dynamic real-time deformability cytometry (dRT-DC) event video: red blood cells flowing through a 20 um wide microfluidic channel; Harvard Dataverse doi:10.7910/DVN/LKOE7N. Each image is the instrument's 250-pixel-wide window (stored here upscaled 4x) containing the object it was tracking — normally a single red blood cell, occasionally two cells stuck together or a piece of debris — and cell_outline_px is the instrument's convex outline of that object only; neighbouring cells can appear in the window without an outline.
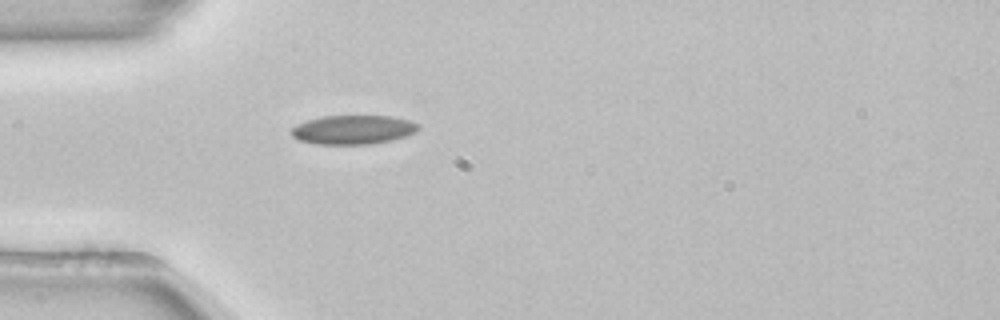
{"species": "common noctule bat (a hibernating species)", "species_latin": "Nyctalus noctula", "temperature_condition": "room temperature", "stored_images_in_passage": 38, "camera_frame_rate_fps": 3000, "um_per_image_px": 0.085, "animal": {"sex": "female", "body_mass_g": 22.7, "forearm_length_mm": 54.2}, "frame": {"image": 1, "passage_image": 1, "time_ms": 0.0, "image_size_px": [1000, 320], "cell_outline_px": [[420, 128], [416, 132], [408, 136], [392, 140], [368, 144], [316, 144], [296, 140], [288, 132], [296, 124], [308, 120], [324, 116], [392, 116], [408, 120], [420, 124]], "centroid_in_image_um": [30.01, 11.03], "position_along_channel_um": 55.0, "area_um2": 21.73}}
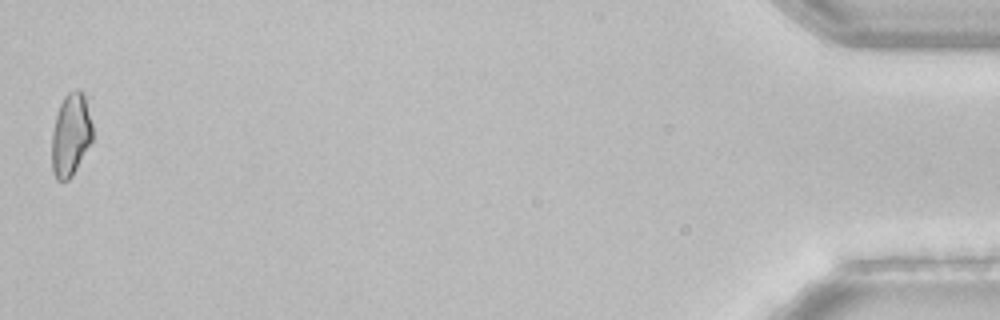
{"frame": {"image": 2, "passage_image": 38, "time_ms": 12.333, "image_size_px": [1000, 320], "cell_outline_px": [[92, 140], [72, 176], [68, 180], [56, 180], [52, 172], [52, 132], [56, 116], [60, 104], [64, 96], [68, 92], [76, 88], [84, 96], [92, 124]], "centroid_in_image_um": [5.99, 11.47], "position_along_channel_um": 429.2, "area_um2": 19.42}}